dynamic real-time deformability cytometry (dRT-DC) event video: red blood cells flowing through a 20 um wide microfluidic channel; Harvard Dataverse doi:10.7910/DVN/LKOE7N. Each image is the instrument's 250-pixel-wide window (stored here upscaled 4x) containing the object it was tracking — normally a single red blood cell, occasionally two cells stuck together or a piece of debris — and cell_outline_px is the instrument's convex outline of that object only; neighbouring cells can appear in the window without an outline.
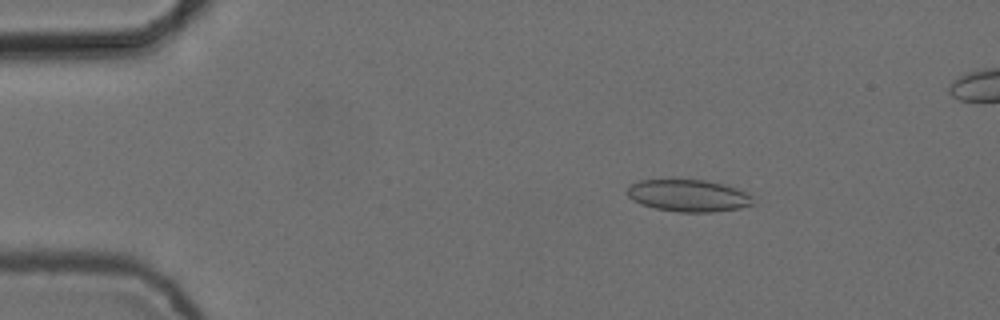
{"species": "common noctule bat (a hibernating species)", "species_latin": "Nyctalus noctula", "temperature_condition": "cold", "stored_images_in_passage": 6, "camera_frame_rate_fps": 3000, "um_per_image_px": 0.085, "animal": {"sex": "female", "body_mass_g": 24.6, "forearm_length_mm": 56.2}, "frame": {"image": 1, "passage_image": 3, "time_ms": 0.667, "image_size_px": [1000, 320], "cell_outline_px": [[756, 204], [740, 208], [712, 212], [680, 212], [656, 208], [640, 204], [632, 200], [628, 196], [628, 188], [632, 184], [640, 180], [704, 180], [724, 184], [736, 188], [752, 196]], "centroid_in_image_um": [58.54, 16.63], "position_along_channel_um": 26.5, "area_um2": 23.41}}